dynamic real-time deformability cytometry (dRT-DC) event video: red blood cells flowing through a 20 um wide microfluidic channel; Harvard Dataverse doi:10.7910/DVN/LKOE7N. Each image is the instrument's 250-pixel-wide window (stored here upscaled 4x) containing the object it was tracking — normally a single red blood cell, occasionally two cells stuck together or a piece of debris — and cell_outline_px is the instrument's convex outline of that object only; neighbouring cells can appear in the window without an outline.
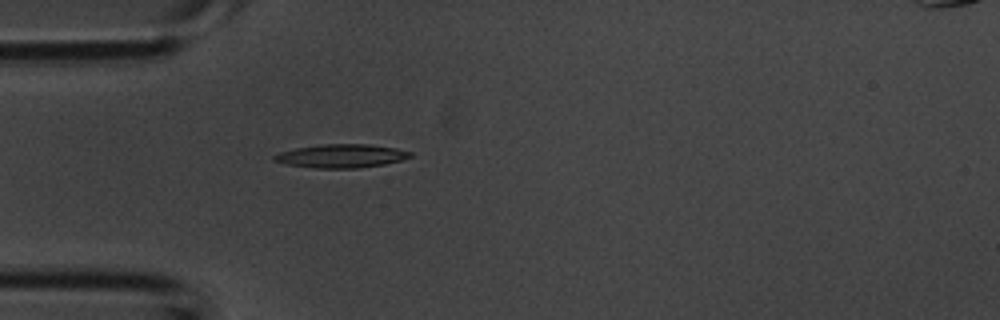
{"species": "common noctule bat (a hibernating species)", "species_latin": "Nyctalus noctula", "temperature_condition": "room temperature", "stored_images_in_passage": 27, "camera_frame_rate_fps": 3000, "um_per_image_px": 0.085, "animal": {"sex": "male", "body_mass_g": 20.1, "forearm_length_mm": 53.5}, "frame": {"image": 1, "passage_image": 1, "time_ms": 0.0, "image_size_px": [1000, 320], "cell_outline_px": [[412, 156], [400, 160], [384, 164], [356, 168], [316, 168], [284, 164], [272, 160], [272, 156], [280, 152], [296, 148], [324, 144], [368, 144], [396, 148], [412, 152]], "centroid_in_image_um": [28.98, 13.26], "position_along_channel_um": 56.0, "area_um2": 18.55}}
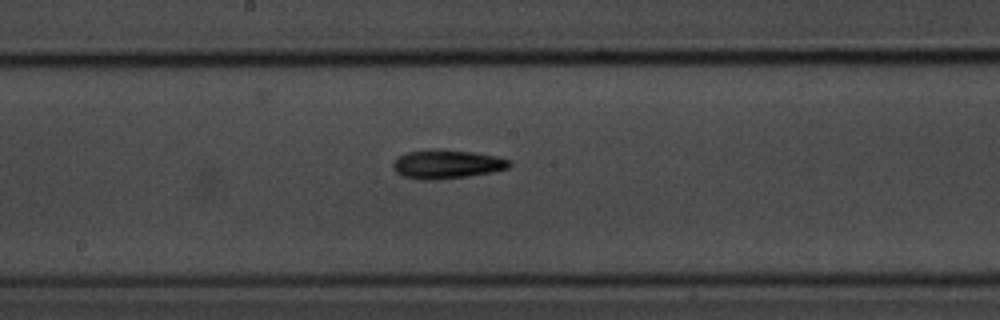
{"frame": {"image": 2, "passage_image": 11, "time_ms": 3.333, "image_size_px": [1000, 320], "cell_outline_px": [[512, 164], [508, 168], [492, 172], [468, 176], [436, 180], [420, 180], [404, 176], [396, 172], [392, 168], [392, 164], [396, 156], [408, 152], [472, 152], [496, 156], [512, 160]], "centroid_in_image_um": [38.0, 14.01], "position_along_channel_um": 210.2, "area_um2": 18.9}}
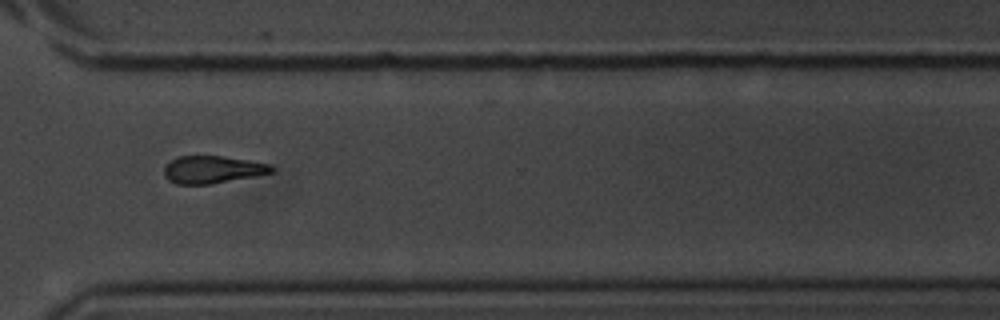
{"frame": {"image": 3, "passage_image": 20, "time_ms": 6.333, "image_size_px": [1000, 320], "cell_outline_px": [[276, 168], [272, 172], [212, 184], [176, 184], [168, 180], [164, 176], [164, 168], [176, 156], [220, 156], [248, 160], [272, 164]], "centroid_in_image_um": [18.06, 14.41], "position_along_channel_um": 352.5, "area_um2": 17.11}}